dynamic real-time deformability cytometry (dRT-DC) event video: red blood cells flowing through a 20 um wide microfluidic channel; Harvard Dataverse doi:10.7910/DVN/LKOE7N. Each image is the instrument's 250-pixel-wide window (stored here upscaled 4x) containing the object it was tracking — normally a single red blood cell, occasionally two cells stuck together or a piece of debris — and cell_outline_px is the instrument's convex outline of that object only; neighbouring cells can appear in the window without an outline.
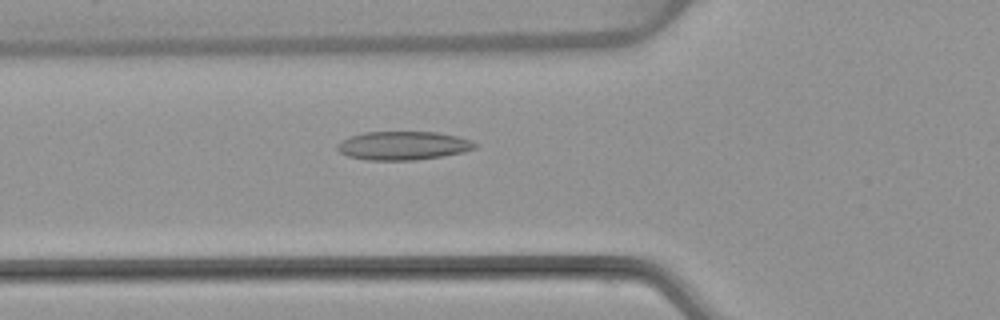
{"species": "common noctule bat (a hibernating species)", "species_latin": "Nyctalus noctula", "temperature_condition": "warm", "stored_images_in_passage": 52, "camera_frame_rate_fps": 3000, "um_per_image_px": 0.085, "animal": {"sex": "female", "body_mass_g": 22.7, "forearm_length_mm": 54.2}, "frame": {"image": 1, "passage_image": 19, "time_ms": 6.0, "image_size_px": [1000, 320], "cell_outline_px": [[476, 148], [464, 152], [444, 156], [416, 160], [368, 160], [348, 156], [340, 152], [336, 148], [336, 144], [348, 136], [364, 132], [436, 132], [456, 136], [472, 140], [476, 144]], "centroid_in_image_um": [34.25, 12.38], "position_along_channel_um": 91.5, "area_um2": 23.06}}
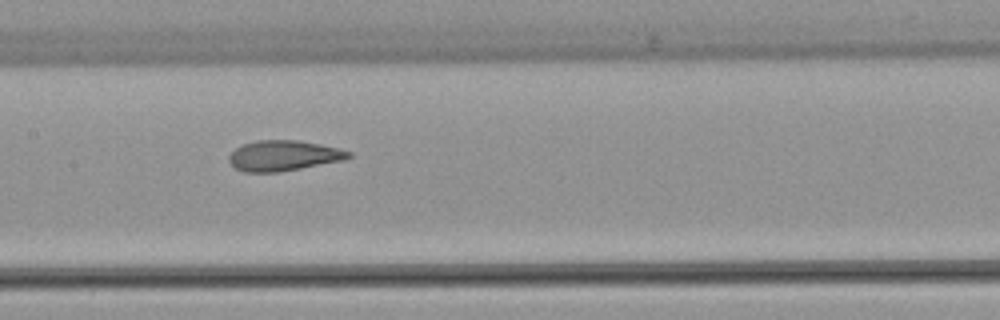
{"frame": {"image": 2, "passage_image": 26, "time_ms": 8.333, "image_size_px": [1000, 320], "cell_outline_px": [[352, 156], [344, 160], [300, 168], [276, 172], [244, 172], [236, 168], [228, 160], [228, 156], [236, 148], [244, 144], [256, 140], [300, 140], [340, 148], [352, 152]], "centroid_in_image_um": [24.12, 13.22], "position_along_channel_um": 183.3, "area_um2": 21.15}}
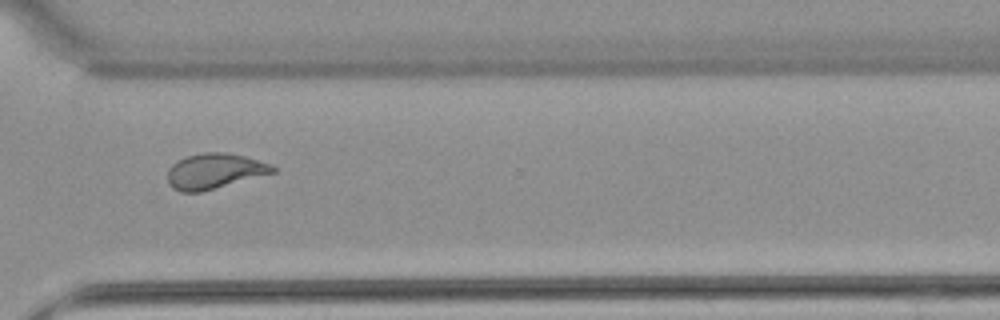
{"frame": {"image": 3, "passage_image": 39, "time_ms": 12.667, "image_size_px": [1000, 320], "cell_outline_px": [[276, 172], [200, 192], [180, 192], [172, 188], [168, 184], [168, 168], [172, 164], [188, 156], [204, 152], [224, 152], [244, 156], [272, 164], [276, 168]], "centroid_in_image_um": [18.23, 14.55], "position_along_channel_um": 352.4, "area_um2": 21.56}, "authors_computed_cell_mechanics": {"area_um2": 22.5131, "velocity_mm_per_s": 3.9018, "shape_relaxation_time_tau1_ms": 10.3641, "shape_relaxation_time_tau2_ms": 1.513, "deformation_change_tau1": 0.2739, "deformation_change_tau2": 0.0895}}